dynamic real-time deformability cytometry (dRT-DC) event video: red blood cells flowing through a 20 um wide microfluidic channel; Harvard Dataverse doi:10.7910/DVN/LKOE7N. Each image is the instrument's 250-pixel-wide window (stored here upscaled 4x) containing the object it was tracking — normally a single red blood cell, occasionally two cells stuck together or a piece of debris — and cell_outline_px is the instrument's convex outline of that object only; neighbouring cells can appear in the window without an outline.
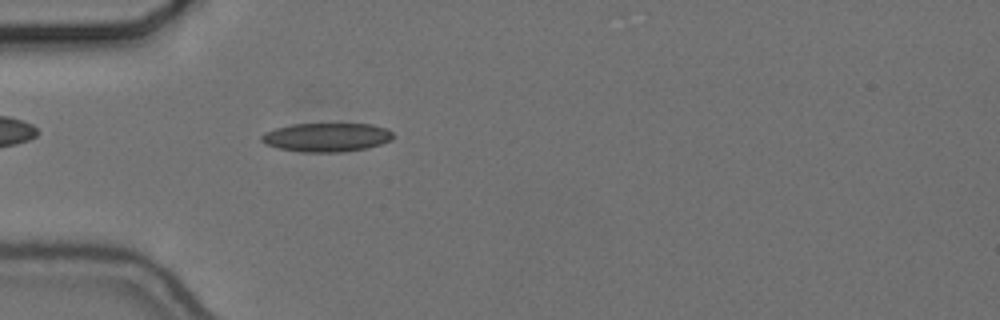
{"species": "common noctule bat (a hibernating species)", "species_latin": "Nyctalus noctula", "temperature_condition": "cold", "stored_images_in_passage": 46, "camera_frame_rate_fps": 3000, "um_per_image_px": 0.085, "animal": {"sex": "female", "body_mass_g": 24.6, "forearm_length_mm": 56.2}, "frame": {"image": 1, "passage_image": 7, "time_ms": 2.0, "image_size_px": [1000, 320], "cell_outline_px": [[392, 140], [368, 148], [340, 152], [304, 152], [276, 148], [264, 144], [260, 140], [260, 136], [264, 132], [276, 128], [292, 124], [372, 124], [388, 128], [392, 132]], "centroid_in_image_um": [27.74, 11.67], "position_along_channel_um": 57.3, "area_um2": 22.25}}
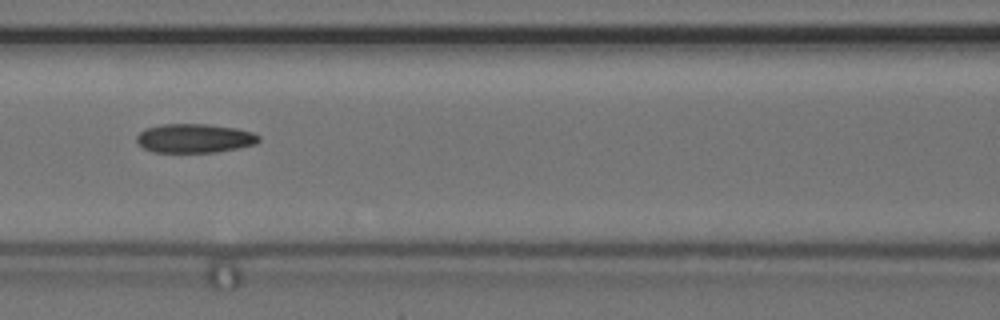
{"frame": {"image": 2, "passage_image": 15, "time_ms": 4.667, "image_size_px": [1000, 320], "cell_outline_px": [[260, 140], [256, 144], [216, 152], [152, 152], [144, 148], [136, 140], [136, 136], [144, 128], [160, 124], [208, 124], [236, 128], [252, 132], [260, 136]], "centroid_in_image_um": [16.52, 11.74], "position_along_channel_um": 150.1, "area_um2": 20.69}}
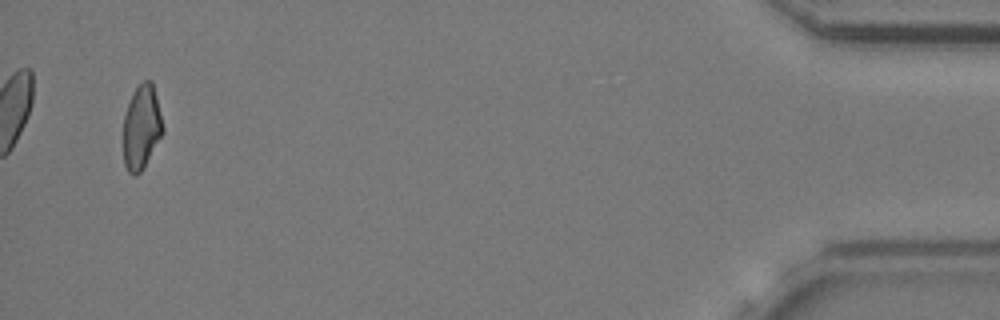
{"frame": {"image": 3, "passage_image": 44, "time_ms": 14.333, "image_size_px": [1000, 320], "cell_outline_px": [[164, 132], [144, 168], [136, 176], [132, 176], [128, 172], [124, 164], [124, 116], [128, 104], [136, 88], [144, 80], [152, 80], [164, 128]], "centroid_in_image_um": [12.04, 10.86], "position_along_channel_um": 423.2, "area_um2": 19.36}, "authors_computed_cell_mechanics": {"area_um2": 20.519, "velocity_mm_per_s": 3.6845, "shape_relaxation_time_tau1_ms": null, "shape_relaxation_time_tau2_ms": 5.7705, "deformation_change_tau1": null, "deformation_change_tau2": 0.129}}